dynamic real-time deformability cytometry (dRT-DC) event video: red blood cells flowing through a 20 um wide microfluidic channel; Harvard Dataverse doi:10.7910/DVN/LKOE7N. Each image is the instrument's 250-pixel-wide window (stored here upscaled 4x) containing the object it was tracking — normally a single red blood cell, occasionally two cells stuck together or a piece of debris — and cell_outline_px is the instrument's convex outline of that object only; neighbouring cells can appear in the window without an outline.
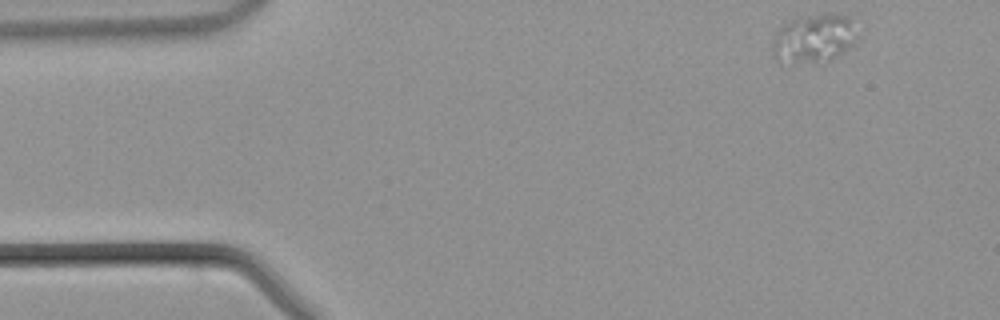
{"species": "common noctule bat (a hibernating species)", "species_latin": "Nyctalus noctula", "temperature_condition": "warm", "stored_images_in_passage": 41, "camera_frame_rate_fps": 3000, "um_per_image_px": 0.085, "animal": {"sex": "male", "body_mass_g": 21.5, "forearm_length_mm": 52.0}, "frame": {"image": 1, "passage_image": 1, "time_ms": 0.0, "image_size_px": [1000, 320], "cell_outline_px": [[856, 40], [852, 44], [832, 60], [812, 64], [780, 64], [772, 56], [772, 40], [776, 32], [784, 24], [792, 20], [824, 12], [848, 16], [856, 36]], "centroid_in_image_um": [69.09, 3.33], "position_along_channel_um": 15.9, "area_um2": 24.39}}
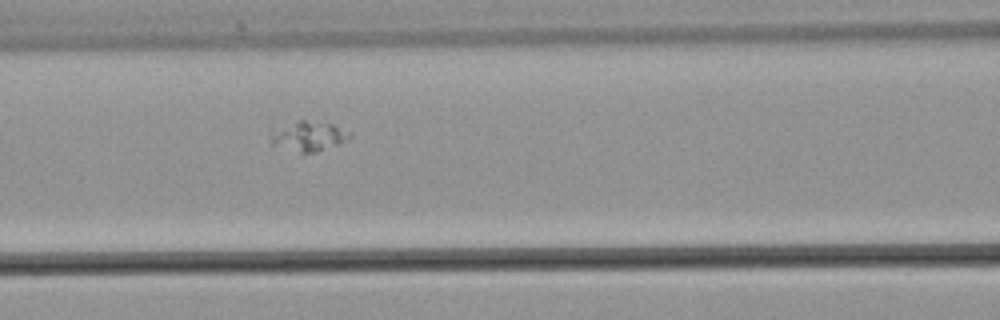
{"frame": {"image": 2, "passage_image": 15, "time_ms": 4.667, "image_size_px": [1000, 320], "cell_outline_px": [[352, 136], [336, 144], [316, 152], [304, 156], [272, 144], [268, 136], [300, 120], [304, 120], [332, 124], [352, 132]], "centroid_in_image_um": [26.26, 11.64], "position_along_channel_um": 140.3, "area_um2": 13.41}}
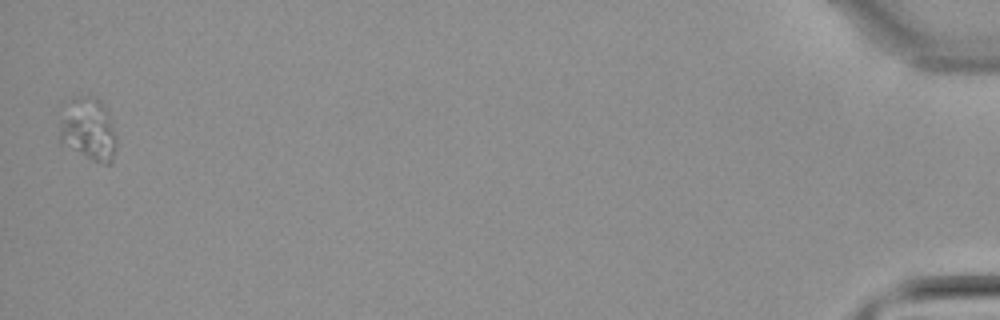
{"frame": {"image": 3, "passage_image": 41, "time_ms": 13.333, "image_size_px": [1000, 320], "cell_outline_px": [[116, 148], [112, 164], [104, 164], [92, 160], [60, 144], [60, 116], [72, 96], [88, 96], [100, 100], [104, 104], [108, 112], [116, 136]], "centroid_in_image_um": [7.51, 11.0], "position_along_channel_um": 427.7, "area_um2": 21.15}}